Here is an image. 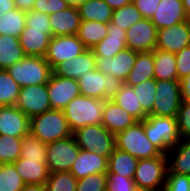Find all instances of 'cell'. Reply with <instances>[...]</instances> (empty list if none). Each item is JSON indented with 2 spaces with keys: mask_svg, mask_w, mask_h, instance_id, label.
I'll return each mask as SVG.
<instances>
[{
  "mask_svg": "<svg viewBox=\"0 0 190 191\" xmlns=\"http://www.w3.org/2000/svg\"><path fill=\"white\" fill-rule=\"evenodd\" d=\"M30 133L47 144L72 136L63 110L51 109L30 118Z\"/></svg>",
  "mask_w": 190,
  "mask_h": 191,
  "instance_id": "cell-1",
  "label": "cell"
},
{
  "mask_svg": "<svg viewBox=\"0 0 190 191\" xmlns=\"http://www.w3.org/2000/svg\"><path fill=\"white\" fill-rule=\"evenodd\" d=\"M115 148L128 152L139 160L153 158L163 154V152L146 137L144 120L137 121L126 130L115 134Z\"/></svg>",
  "mask_w": 190,
  "mask_h": 191,
  "instance_id": "cell-2",
  "label": "cell"
},
{
  "mask_svg": "<svg viewBox=\"0 0 190 191\" xmlns=\"http://www.w3.org/2000/svg\"><path fill=\"white\" fill-rule=\"evenodd\" d=\"M104 101L82 95L70 101L63 112L71 131L87 125L102 124Z\"/></svg>",
  "mask_w": 190,
  "mask_h": 191,
  "instance_id": "cell-3",
  "label": "cell"
},
{
  "mask_svg": "<svg viewBox=\"0 0 190 191\" xmlns=\"http://www.w3.org/2000/svg\"><path fill=\"white\" fill-rule=\"evenodd\" d=\"M146 137L164 154H169L181 139L176 117L148 115L144 119Z\"/></svg>",
  "mask_w": 190,
  "mask_h": 191,
  "instance_id": "cell-4",
  "label": "cell"
},
{
  "mask_svg": "<svg viewBox=\"0 0 190 191\" xmlns=\"http://www.w3.org/2000/svg\"><path fill=\"white\" fill-rule=\"evenodd\" d=\"M6 71L20 87L46 84L53 73L45 57L27 55Z\"/></svg>",
  "mask_w": 190,
  "mask_h": 191,
  "instance_id": "cell-5",
  "label": "cell"
},
{
  "mask_svg": "<svg viewBox=\"0 0 190 191\" xmlns=\"http://www.w3.org/2000/svg\"><path fill=\"white\" fill-rule=\"evenodd\" d=\"M72 135L80 149L93 151L105 158H109L115 148V134L102 124L78 128Z\"/></svg>",
  "mask_w": 190,
  "mask_h": 191,
  "instance_id": "cell-6",
  "label": "cell"
},
{
  "mask_svg": "<svg viewBox=\"0 0 190 191\" xmlns=\"http://www.w3.org/2000/svg\"><path fill=\"white\" fill-rule=\"evenodd\" d=\"M79 90L82 96L95 99L112 100L124 84L113 75H105L98 69L87 71L78 79Z\"/></svg>",
  "mask_w": 190,
  "mask_h": 191,
  "instance_id": "cell-7",
  "label": "cell"
},
{
  "mask_svg": "<svg viewBox=\"0 0 190 191\" xmlns=\"http://www.w3.org/2000/svg\"><path fill=\"white\" fill-rule=\"evenodd\" d=\"M168 156L169 155L163 153L153 158L140 159L133 178L136 186L138 188L154 190H157L159 187L164 191L168 171Z\"/></svg>",
  "mask_w": 190,
  "mask_h": 191,
  "instance_id": "cell-8",
  "label": "cell"
},
{
  "mask_svg": "<svg viewBox=\"0 0 190 191\" xmlns=\"http://www.w3.org/2000/svg\"><path fill=\"white\" fill-rule=\"evenodd\" d=\"M152 115L177 117L182 95L179 80H156Z\"/></svg>",
  "mask_w": 190,
  "mask_h": 191,
  "instance_id": "cell-9",
  "label": "cell"
},
{
  "mask_svg": "<svg viewBox=\"0 0 190 191\" xmlns=\"http://www.w3.org/2000/svg\"><path fill=\"white\" fill-rule=\"evenodd\" d=\"M80 148L73 135L46 144V163L50 173L70 171Z\"/></svg>",
  "mask_w": 190,
  "mask_h": 191,
  "instance_id": "cell-10",
  "label": "cell"
},
{
  "mask_svg": "<svg viewBox=\"0 0 190 191\" xmlns=\"http://www.w3.org/2000/svg\"><path fill=\"white\" fill-rule=\"evenodd\" d=\"M15 106L29 118L51 110L47 83L21 87Z\"/></svg>",
  "mask_w": 190,
  "mask_h": 191,
  "instance_id": "cell-11",
  "label": "cell"
},
{
  "mask_svg": "<svg viewBox=\"0 0 190 191\" xmlns=\"http://www.w3.org/2000/svg\"><path fill=\"white\" fill-rule=\"evenodd\" d=\"M86 49L77 35L54 36L50 40L45 59L54 69L60 63L77 57Z\"/></svg>",
  "mask_w": 190,
  "mask_h": 191,
  "instance_id": "cell-12",
  "label": "cell"
},
{
  "mask_svg": "<svg viewBox=\"0 0 190 191\" xmlns=\"http://www.w3.org/2000/svg\"><path fill=\"white\" fill-rule=\"evenodd\" d=\"M157 28L150 19L142 18L126 31V47L137 52L156 48Z\"/></svg>",
  "mask_w": 190,
  "mask_h": 191,
  "instance_id": "cell-13",
  "label": "cell"
},
{
  "mask_svg": "<svg viewBox=\"0 0 190 191\" xmlns=\"http://www.w3.org/2000/svg\"><path fill=\"white\" fill-rule=\"evenodd\" d=\"M52 109L63 110L75 97L80 96L78 80L63 78L52 73L47 83Z\"/></svg>",
  "mask_w": 190,
  "mask_h": 191,
  "instance_id": "cell-14",
  "label": "cell"
},
{
  "mask_svg": "<svg viewBox=\"0 0 190 191\" xmlns=\"http://www.w3.org/2000/svg\"><path fill=\"white\" fill-rule=\"evenodd\" d=\"M137 51L125 48L114 57H96V69L105 75H113L124 82L132 70Z\"/></svg>",
  "mask_w": 190,
  "mask_h": 191,
  "instance_id": "cell-15",
  "label": "cell"
},
{
  "mask_svg": "<svg viewBox=\"0 0 190 191\" xmlns=\"http://www.w3.org/2000/svg\"><path fill=\"white\" fill-rule=\"evenodd\" d=\"M190 46V20L157 30L156 49L177 53Z\"/></svg>",
  "mask_w": 190,
  "mask_h": 191,
  "instance_id": "cell-16",
  "label": "cell"
},
{
  "mask_svg": "<svg viewBox=\"0 0 190 191\" xmlns=\"http://www.w3.org/2000/svg\"><path fill=\"white\" fill-rule=\"evenodd\" d=\"M30 133V118L16 106H0V135L23 137Z\"/></svg>",
  "mask_w": 190,
  "mask_h": 191,
  "instance_id": "cell-17",
  "label": "cell"
},
{
  "mask_svg": "<svg viewBox=\"0 0 190 191\" xmlns=\"http://www.w3.org/2000/svg\"><path fill=\"white\" fill-rule=\"evenodd\" d=\"M150 20L159 30L190 19L185 13L182 0H160Z\"/></svg>",
  "mask_w": 190,
  "mask_h": 191,
  "instance_id": "cell-18",
  "label": "cell"
},
{
  "mask_svg": "<svg viewBox=\"0 0 190 191\" xmlns=\"http://www.w3.org/2000/svg\"><path fill=\"white\" fill-rule=\"evenodd\" d=\"M96 69V57L91 49H86L77 57L60 63L53 69V73L59 77L78 80L87 71Z\"/></svg>",
  "mask_w": 190,
  "mask_h": 191,
  "instance_id": "cell-19",
  "label": "cell"
},
{
  "mask_svg": "<svg viewBox=\"0 0 190 191\" xmlns=\"http://www.w3.org/2000/svg\"><path fill=\"white\" fill-rule=\"evenodd\" d=\"M108 158L93 151L80 149L78 157L72 164L70 173L78 180L91 174L107 173Z\"/></svg>",
  "mask_w": 190,
  "mask_h": 191,
  "instance_id": "cell-20",
  "label": "cell"
},
{
  "mask_svg": "<svg viewBox=\"0 0 190 191\" xmlns=\"http://www.w3.org/2000/svg\"><path fill=\"white\" fill-rule=\"evenodd\" d=\"M51 38V30H37L25 26L19 36V43L25 55L45 57Z\"/></svg>",
  "mask_w": 190,
  "mask_h": 191,
  "instance_id": "cell-21",
  "label": "cell"
},
{
  "mask_svg": "<svg viewBox=\"0 0 190 191\" xmlns=\"http://www.w3.org/2000/svg\"><path fill=\"white\" fill-rule=\"evenodd\" d=\"M126 48V31L117 24L108 23L107 36L91 48L95 57H114Z\"/></svg>",
  "mask_w": 190,
  "mask_h": 191,
  "instance_id": "cell-22",
  "label": "cell"
},
{
  "mask_svg": "<svg viewBox=\"0 0 190 191\" xmlns=\"http://www.w3.org/2000/svg\"><path fill=\"white\" fill-rule=\"evenodd\" d=\"M49 21L52 37L77 35L81 17L77 7L69 6L63 11L49 15Z\"/></svg>",
  "mask_w": 190,
  "mask_h": 191,
  "instance_id": "cell-23",
  "label": "cell"
},
{
  "mask_svg": "<svg viewBox=\"0 0 190 191\" xmlns=\"http://www.w3.org/2000/svg\"><path fill=\"white\" fill-rule=\"evenodd\" d=\"M137 120L118 106L113 100H105L102 125L111 133L117 134L132 126Z\"/></svg>",
  "mask_w": 190,
  "mask_h": 191,
  "instance_id": "cell-24",
  "label": "cell"
},
{
  "mask_svg": "<svg viewBox=\"0 0 190 191\" xmlns=\"http://www.w3.org/2000/svg\"><path fill=\"white\" fill-rule=\"evenodd\" d=\"M13 164L25 184H45L50 174L46 159L19 157Z\"/></svg>",
  "mask_w": 190,
  "mask_h": 191,
  "instance_id": "cell-25",
  "label": "cell"
},
{
  "mask_svg": "<svg viewBox=\"0 0 190 191\" xmlns=\"http://www.w3.org/2000/svg\"><path fill=\"white\" fill-rule=\"evenodd\" d=\"M152 78H155L153 51L138 52L132 70L124 84L132 87Z\"/></svg>",
  "mask_w": 190,
  "mask_h": 191,
  "instance_id": "cell-26",
  "label": "cell"
},
{
  "mask_svg": "<svg viewBox=\"0 0 190 191\" xmlns=\"http://www.w3.org/2000/svg\"><path fill=\"white\" fill-rule=\"evenodd\" d=\"M139 159L128 152L114 148L108 158L107 174H119L126 178H134Z\"/></svg>",
  "mask_w": 190,
  "mask_h": 191,
  "instance_id": "cell-27",
  "label": "cell"
},
{
  "mask_svg": "<svg viewBox=\"0 0 190 191\" xmlns=\"http://www.w3.org/2000/svg\"><path fill=\"white\" fill-rule=\"evenodd\" d=\"M154 77L156 80H178L175 53L154 49Z\"/></svg>",
  "mask_w": 190,
  "mask_h": 191,
  "instance_id": "cell-28",
  "label": "cell"
},
{
  "mask_svg": "<svg viewBox=\"0 0 190 191\" xmlns=\"http://www.w3.org/2000/svg\"><path fill=\"white\" fill-rule=\"evenodd\" d=\"M25 56L19 43V38L10 35H0V70H7Z\"/></svg>",
  "mask_w": 190,
  "mask_h": 191,
  "instance_id": "cell-29",
  "label": "cell"
},
{
  "mask_svg": "<svg viewBox=\"0 0 190 191\" xmlns=\"http://www.w3.org/2000/svg\"><path fill=\"white\" fill-rule=\"evenodd\" d=\"M78 11L81 21L109 23L114 10L104 0H87L78 7Z\"/></svg>",
  "mask_w": 190,
  "mask_h": 191,
  "instance_id": "cell-30",
  "label": "cell"
},
{
  "mask_svg": "<svg viewBox=\"0 0 190 191\" xmlns=\"http://www.w3.org/2000/svg\"><path fill=\"white\" fill-rule=\"evenodd\" d=\"M118 106L132 115L137 121L144 120L148 115L142 110L131 86L123 84L112 99Z\"/></svg>",
  "mask_w": 190,
  "mask_h": 191,
  "instance_id": "cell-31",
  "label": "cell"
},
{
  "mask_svg": "<svg viewBox=\"0 0 190 191\" xmlns=\"http://www.w3.org/2000/svg\"><path fill=\"white\" fill-rule=\"evenodd\" d=\"M107 30L108 23L81 21L77 36L87 49H91L107 36Z\"/></svg>",
  "mask_w": 190,
  "mask_h": 191,
  "instance_id": "cell-32",
  "label": "cell"
},
{
  "mask_svg": "<svg viewBox=\"0 0 190 191\" xmlns=\"http://www.w3.org/2000/svg\"><path fill=\"white\" fill-rule=\"evenodd\" d=\"M26 26V12L17 8L0 16V35H10L19 38Z\"/></svg>",
  "mask_w": 190,
  "mask_h": 191,
  "instance_id": "cell-33",
  "label": "cell"
},
{
  "mask_svg": "<svg viewBox=\"0 0 190 191\" xmlns=\"http://www.w3.org/2000/svg\"><path fill=\"white\" fill-rule=\"evenodd\" d=\"M183 140V141H182ZM173 163L169 165L167 173H178L190 176V138H181Z\"/></svg>",
  "mask_w": 190,
  "mask_h": 191,
  "instance_id": "cell-34",
  "label": "cell"
},
{
  "mask_svg": "<svg viewBox=\"0 0 190 191\" xmlns=\"http://www.w3.org/2000/svg\"><path fill=\"white\" fill-rule=\"evenodd\" d=\"M20 88L6 70H0V106H15Z\"/></svg>",
  "mask_w": 190,
  "mask_h": 191,
  "instance_id": "cell-35",
  "label": "cell"
},
{
  "mask_svg": "<svg viewBox=\"0 0 190 191\" xmlns=\"http://www.w3.org/2000/svg\"><path fill=\"white\" fill-rule=\"evenodd\" d=\"M132 87L142 110L147 115H152V108L156 94V79L152 78Z\"/></svg>",
  "mask_w": 190,
  "mask_h": 191,
  "instance_id": "cell-36",
  "label": "cell"
},
{
  "mask_svg": "<svg viewBox=\"0 0 190 191\" xmlns=\"http://www.w3.org/2000/svg\"><path fill=\"white\" fill-rule=\"evenodd\" d=\"M22 137L0 135V162H15L21 154Z\"/></svg>",
  "mask_w": 190,
  "mask_h": 191,
  "instance_id": "cell-37",
  "label": "cell"
},
{
  "mask_svg": "<svg viewBox=\"0 0 190 191\" xmlns=\"http://www.w3.org/2000/svg\"><path fill=\"white\" fill-rule=\"evenodd\" d=\"M77 181L70 171L52 172L45 182V191H75Z\"/></svg>",
  "mask_w": 190,
  "mask_h": 191,
  "instance_id": "cell-38",
  "label": "cell"
},
{
  "mask_svg": "<svg viewBox=\"0 0 190 191\" xmlns=\"http://www.w3.org/2000/svg\"><path fill=\"white\" fill-rule=\"evenodd\" d=\"M140 11L132 2L113 11L111 22L127 31L133 24L142 19Z\"/></svg>",
  "mask_w": 190,
  "mask_h": 191,
  "instance_id": "cell-39",
  "label": "cell"
},
{
  "mask_svg": "<svg viewBox=\"0 0 190 191\" xmlns=\"http://www.w3.org/2000/svg\"><path fill=\"white\" fill-rule=\"evenodd\" d=\"M20 158L46 159V144L31 133L24 135L22 137Z\"/></svg>",
  "mask_w": 190,
  "mask_h": 191,
  "instance_id": "cell-40",
  "label": "cell"
},
{
  "mask_svg": "<svg viewBox=\"0 0 190 191\" xmlns=\"http://www.w3.org/2000/svg\"><path fill=\"white\" fill-rule=\"evenodd\" d=\"M24 185L14 164H4L0 172V191H21Z\"/></svg>",
  "mask_w": 190,
  "mask_h": 191,
  "instance_id": "cell-41",
  "label": "cell"
},
{
  "mask_svg": "<svg viewBox=\"0 0 190 191\" xmlns=\"http://www.w3.org/2000/svg\"><path fill=\"white\" fill-rule=\"evenodd\" d=\"M107 173L91 174L78 179L75 191H106Z\"/></svg>",
  "mask_w": 190,
  "mask_h": 191,
  "instance_id": "cell-42",
  "label": "cell"
},
{
  "mask_svg": "<svg viewBox=\"0 0 190 191\" xmlns=\"http://www.w3.org/2000/svg\"><path fill=\"white\" fill-rule=\"evenodd\" d=\"M137 188L133 178L119 174H107L106 191H135Z\"/></svg>",
  "mask_w": 190,
  "mask_h": 191,
  "instance_id": "cell-43",
  "label": "cell"
},
{
  "mask_svg": "<svg viewBox=\"0 0 190 191\" xmlns=\"http://www.w3.org/2000/svg\"><path fill=\"white\" fill-rule=\"evenodd\" d=\"M164 191H190V176L167 173Z\"/></svg>",
  "mask_w": 190,
  "mask_h": 191,
  "instance_id": "cell-44",
  "label": "cell"
},
{
  "mask_svg": "<svg viewBox=\"0 0 190 191\" xmlns=\"http://www.w3.org/2000/svg\"><path fill=\"white\" fill-rule=\"evenodd\" d=\"M176 118L180 137L190 138V103L181 102Z\"/></svg>",
  "mask_w": 190,
  "mask_h": 191,
  "instance_id": "cell-45",
  "label": "cell"
},
{
  "mask_svg": "<svg viewBox=\"0 0 190 191\" xmlns=\"http://www.w3.org/2000/svg\"><path fill=\"white\" fill-rule=\"evenodd\" d=\"M69 7L65 0H35L32 10L51 15Z\"/></svg>",
  "mask_w": 190,
  "mask_h": 191,
  "instance_id": "cell-46",
  "label": "cell"
},
{
  "mask_svg": "<svg viewBox=\"0 0 190 191\" xmlns=\"http://www.w3.org/2000/svg\"><path fill=\"white\" fill-rule=\"evenodd\" d=\"M26 26L37 30H51L49 15L31 10L26 12Z\"/></svg>",
  "mask_w": 190,
  "mask_h": 191,
  "instance_id": "cell-47",
  "label": "cell"
},
{
  "mask_svg": "<svg viewBox=\"0 0 190 191\" xmlns=\"http://www.w3.org/2000/svg\"><path fill=\"white\" fill-rule=\"evenodd\" d=\"M177 76L180 81L184 77L190 75V46L183 48L175 54Z\"/></svg>",
  "mask_w": 190,
  "mask_h": 191,
  "instance_id": "cell-48",
  "label": "cell"
},
{
  "mask_svg": "<svg viewBox=\"0 0 190 191\" xmlns=\"http://www.w3.org/2000/svg\"><path fill=\"white\" fill-rule=\"evenodd\" d=\"M160 0H133L143 18L151 19L156 11Z\"/></svg>",
  "mask_w": 190,
  "mask_h": 191,
  "instance_id": "cell-49",
  "label": "cell"
},
{
  "mask_svg": "<svg viewBox=\"0 0 190 191\" xmlns=\"http://www.w3.org/2000/svg\"><path fill=\"white\" fill-rule=\"evenodd\" d=\"M182 101L190 103V75L180 80Z\"/></svg>",
  "mask_w": 190,
  "mask_h": 191,
  "instance_id": "cell-50",
  "label": "cell"
},
{
  "mask_svg": "<svg viewBox=\"0 0 190 191\" xmlns=\"http://www.w3.org/2000/svg\"><path fill=\"white\" fill-rule=\"evenodd\" d=\"M15 7L21 11H31L35 0H13Z\"/></svg>",
  "mask_w": 190,
  "mask_h": 191,
  "instance_id": "cell-51",
  "label": "cell"
},
{
  "mask_svg": "<svg viewBox=\"0 0 190 191\" xmlns=\"http://www.w3.org/2000/svg\"><path fill=\"white\" fill-rule=\"evenodd\" d=\"M113 10L119 9L127 4L133 2V0H104Z\"/></svg>",
  "mask_w": 190,
  "mask_h": 191,
  "instance_id": "cell-52",
  "label": "cell"
},
{
  "mask_svg": "<svg viewBox=\"0 0 190 191\" xmlns=\"http://www.w3.org/2000/svg\"><path fill=\"white\" fill-rule=\"evenodd\" d=\"M14 8L16 7L13 0H0V16Z\"/></svg>",
  "mask_w": 190,
  "mask_h": 191,
  "instance_id": "cell-53",
  "label": "cell"
},
{
  "mask_svg": "<svg viewBox=\"0 0 190 191\" xmlns=\"http://www.w3.org/2000/svg\"><path fill=\"white\" fill-rule=\"evenodd\" d=\"M21 191H45V184H25Z\"/></svg>",
  "mask_w": 190,
  "mask_h": 191,
  "instance_id": "cell-54",
  "label": "cell"
},
{
  "mask_svg": "<svg viewBox=\"0 0 190 191\" xmlns=\"http://www.w3.org/2000/svg\"><path fill=\"white\" fill-rule=\"evenodd\" d=\"M69 6L71 7H79L80 5L84 4L87 0H65Z\"/></svg>",
  "mask_w": 190,
  "mask_h": 191,
  "instance_id": "cell-55",
  "label": "cell"
},
{
  "mask_svg": "<svg viewBox=\"0 0 190 191\" xmlns=\"http://www.w3.org/2000/svg\"><path fill=\"white\" fill-rule=\"evenodd\" d=\"M184 10L188 18L190 19V0H182Z\"/></svg>",
  "mask_w": 190,
  "mask_h": 191,
  "instance_id": "cell-56",
  "label": "cell"
},
{
  "mask_svg": "<svg viewBox=\"0 0 190 191\" xmlns=\"http://www.w3.org/2000/svg\"><path fill=\"white\" fill-rule=\"evenodd\" d=\"M135 191H158V190H154V189H149V188H136Z\"/></svg>",
  "mask_w": 190,
  "mask_h": 191,
  "instance_id": "cell-57",
  "label": "cell"
},
{
  "mask_svg": "<svg viewBox=\"0 0 190 191\" xmlns=\"http://www.w3.org/2000/svg\"><path fill=\"white\" fill-rule=\"evenodd\" d=\"M3 163L2 162H0V172H1V170H2V168H3Z\"/></svg>",
  "mask_w": 190,
  "mask_h": 191,
  "instance_id": "cell-58",
  "label": "cell"
}]
</instances>
